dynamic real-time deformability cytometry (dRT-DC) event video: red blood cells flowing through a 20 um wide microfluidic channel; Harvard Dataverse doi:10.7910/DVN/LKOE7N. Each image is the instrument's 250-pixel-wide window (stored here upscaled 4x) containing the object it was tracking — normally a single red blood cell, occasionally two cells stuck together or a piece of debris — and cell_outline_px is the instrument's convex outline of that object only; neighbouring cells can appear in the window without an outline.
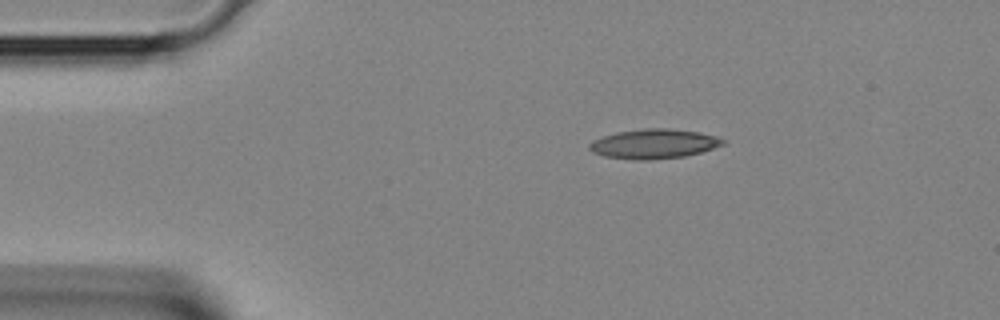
{"species": "Egyptian fruit bat (a non-hibernating species)", "species_latin": "Rousettus aegyptiacus", "temperature_condition": "room temperature", "stored_images_in_passage": 33, "camera_frame_rate_fps": 3000, "um_per_image_px": 0.085, "animal": {"sex": "female"}, "frame": {"image": 1, "passage_image": 1, "time_ms": 0.0, "image_size_px": [1000, 320], "cell_outline_px": [[728, 140], [724, 144], [700, 152], [684, 156], [648, 160], [632, 160], [604, 156], [592, 152], [588, 148], [588, 144], [592, 140], [616, 132], [644, 128], [668, 128], [700, 132], [716, 136]], "centroid_in_image_um": [55.56, 12.22], "position_along_channel_um": 29.4, "area_um2": 23.12}}
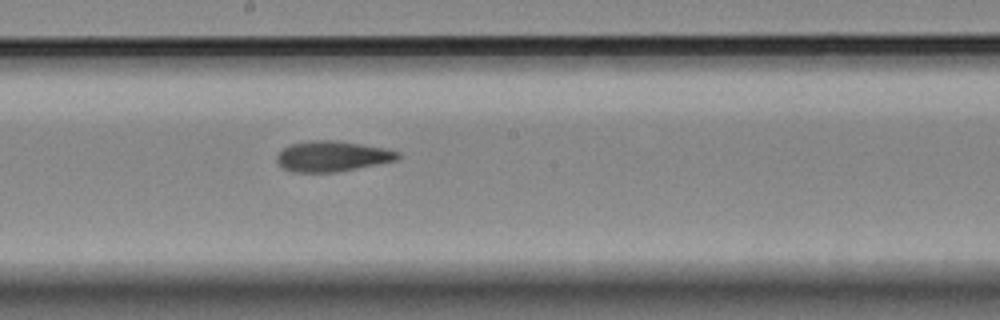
{"frame": {"image": 2, "passage_image": 15, "time_ms": 4.667, "image_size_px": [1000, 320], "cell_outline_px": [[400, 156], [396, 160], [336, 172], [292, 172], [284, 168], [276, 160], [276, 156], [284, 148], [292, 144], [312, 140], [336, 140], [384, 148], [400, 152]], "centroid_in_image_um": [28.23, 13.28], "position_along_channel_um": 220.0, "area_um2": 21.21}}
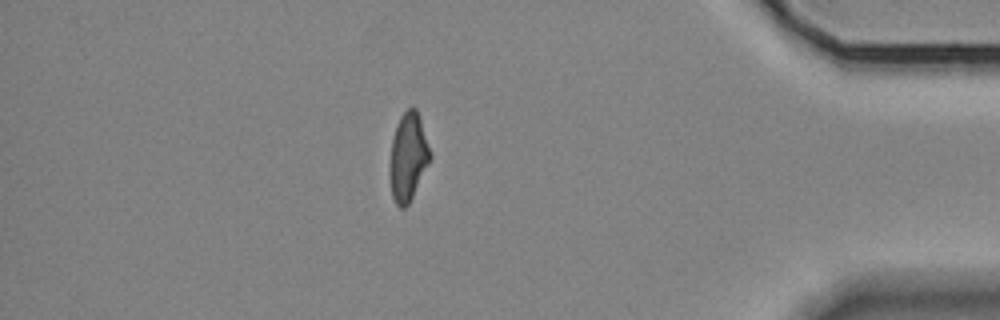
{"frame": {"image": 3, "passage_image": 28, "time_ms": 9.0, "image_size_px": [1000, 320], "cell_outline_px": [[432, 156], [408, 204], [404, 208], [400, 208], [396, 204], [392, 196], [392, 140], [396, 124], [400, 116], [412, 104], [416, 108]], "centroid_in_image_um": [34.71, 13.28], "position_along_channel_um": 400.5, "area_um2": 19.77}}